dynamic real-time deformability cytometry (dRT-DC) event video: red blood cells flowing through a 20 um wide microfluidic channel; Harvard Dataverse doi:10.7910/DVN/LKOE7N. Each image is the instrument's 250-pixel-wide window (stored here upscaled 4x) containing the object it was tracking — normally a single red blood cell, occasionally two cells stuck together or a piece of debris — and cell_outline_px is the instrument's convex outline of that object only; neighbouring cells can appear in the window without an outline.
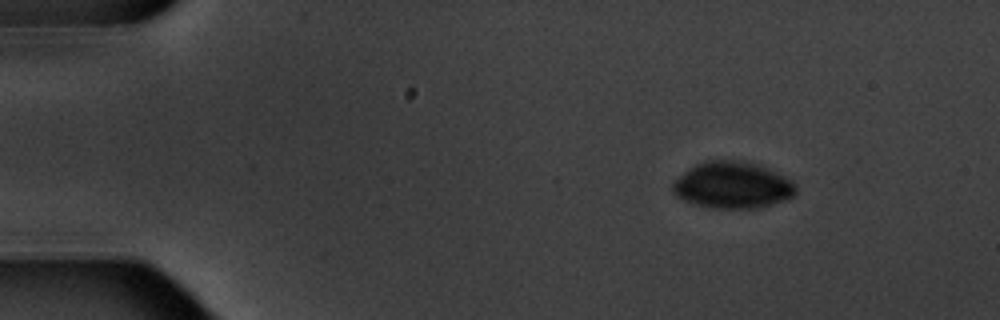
{"species": "common noctule bat (a hibernating species)", "species_latin": "Nyctalus noctula", "temperature_condition": "warm", "stored_images_in_passage": 10, "camera_frame_rate_fps": 3000, "um_per_image_px": 0.085, "animal": {"sex": "male", "body_mass_g": 20.1, "forearm_length_mm": 53.5}, "frame": {"image": 1, "passage_image": 1, "time_ms": 0.0, "image_size_px": [1000, 320], "cell_outline_px": [[796, 192], [792, 196], [784, 200], [752, 208], [712, 208], [696, 204], [684, 200], [676, 196], [672, 192], [672, 184], [688, 168], [704, 160], [736, 160], [756, 164], [768, 168], [792, 180], [796, 184]], "centroid_in_image_um": [62.24, 15.72], "position_along_channel_um": 22.8, "area_um2": 33.18}}